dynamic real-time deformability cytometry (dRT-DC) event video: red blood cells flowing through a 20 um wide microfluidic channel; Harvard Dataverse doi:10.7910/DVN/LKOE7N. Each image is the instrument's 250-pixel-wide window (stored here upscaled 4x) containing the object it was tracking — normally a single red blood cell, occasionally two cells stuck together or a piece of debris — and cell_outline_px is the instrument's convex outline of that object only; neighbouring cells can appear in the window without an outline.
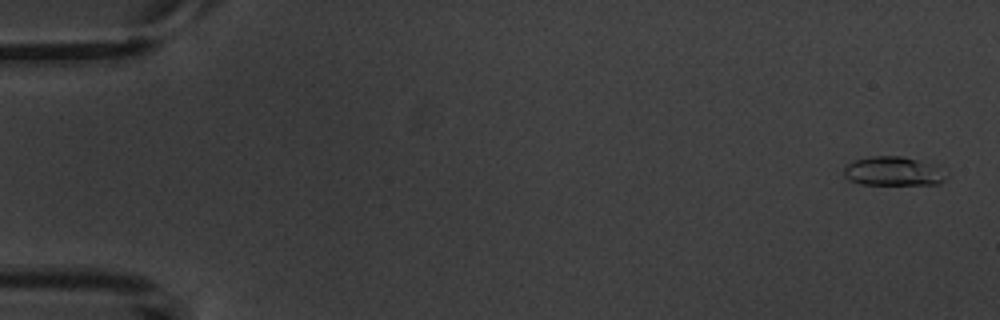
{"species": "common noctule bat (a hibernating species)", "species_latin": "Nyctalus noctula", "temperature_condition": "warm", "stored_images_in_passage": 5, "camera_frame_rate_fps": 3000, "um_per_image_px": 0.085, "animal": {"sex": "male", "body_mass_g": 20.1, "forearm_length_mm": 53.5}, "frame": {"image": 1, "passage_image": 1, "time_ms": 0.0, "image_size_px": [1000, 320], "cell_outline_px": [[944, 180], [936, 184], [860, 184], [848, 180], [844, 176], [844, 164], [852, 160], [872, 156], [900, 156], [936, 164]], "centroid_in_image_um": [75.8, 14.54], "position_along_channel_um": 9.2, "area_um2": 17.17}}